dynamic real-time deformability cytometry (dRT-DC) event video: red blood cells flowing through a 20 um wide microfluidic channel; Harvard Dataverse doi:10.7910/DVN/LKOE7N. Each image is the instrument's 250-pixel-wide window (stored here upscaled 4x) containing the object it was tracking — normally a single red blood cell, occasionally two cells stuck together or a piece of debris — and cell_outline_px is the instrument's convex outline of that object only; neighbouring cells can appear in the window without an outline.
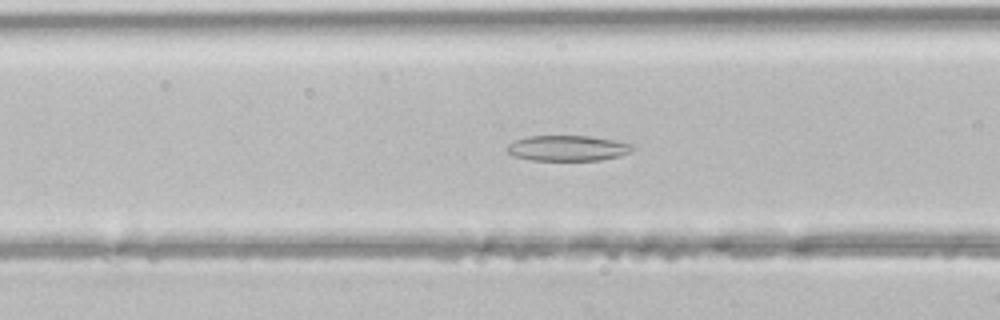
{"species": "common noctule bat (a hibernating species)", "species_latin": "Nyctalus noctula", "temperature_condition": "room temperature", "stored_images_in_passage": 38, "segment_of_instrument_passage": [1, 2], "camera_frame_rate_fps": 3000, "um_per_image_px": 0.085, "animal": {"sex": "male", "body_mass_g": 21.5, "forearm_length_mm": 52.0}, "frame": {"image": 1, "passage_image": 10, "time_ms": 3.0, "image_size_px": [1000, 320], "cell_outline_px": [[636, 148], [632, 152], [620, 156], [600, 160], [532, 160], [512, 156], [504, 148], [508, 144], [516, 140], [528, 136], [588, 136], [612, 140], [632, 144]], "centroid_in_image_um": [48.24, 12.6], "position_along_channel_um": 118.4, "area_um2": 18.73}}
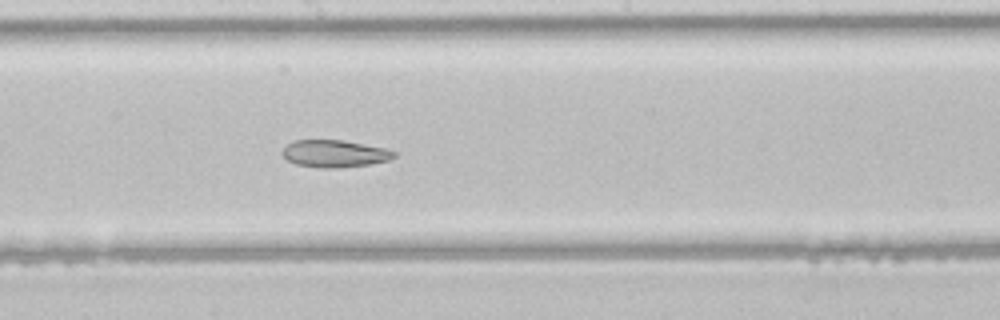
{"frame": {"image": 2, "passage_image": 17, "time_ms": 5.333, "image_size_px": [1000, 320], "cell_outline_px": [[396, 156], [388, 160], [368, 164], [336, 168], [320, 168], [296, 164], [288, 160], [280, 152], [292, 140], [340, 140], [384, 148], [396, 152]], "centroid_in_image_um": [28.4, 13.06], "position_along_channel_um": 219.8, "area_um2": 17.51}}
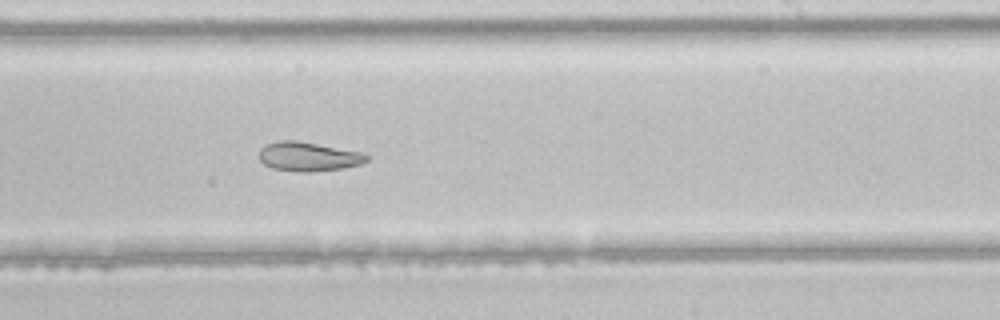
{"frame": {"image": 3, "passage_image": 20, "time_ms": 6.333, "image_size_px": [1000, 320], "cell_outline_px": [[368, 160], [360, 164], [344, 168], [312, 172], [300, 172], [272, 168], [264, 164], [260, 160], [260, 148], [268, 144], [280, 140], [296, 140], [360, 152], [368, 156]], "centroid_in_image_um": [26.2, 13.32], "position_along_channel_um": 262.8, "area_um2": 18.09}}